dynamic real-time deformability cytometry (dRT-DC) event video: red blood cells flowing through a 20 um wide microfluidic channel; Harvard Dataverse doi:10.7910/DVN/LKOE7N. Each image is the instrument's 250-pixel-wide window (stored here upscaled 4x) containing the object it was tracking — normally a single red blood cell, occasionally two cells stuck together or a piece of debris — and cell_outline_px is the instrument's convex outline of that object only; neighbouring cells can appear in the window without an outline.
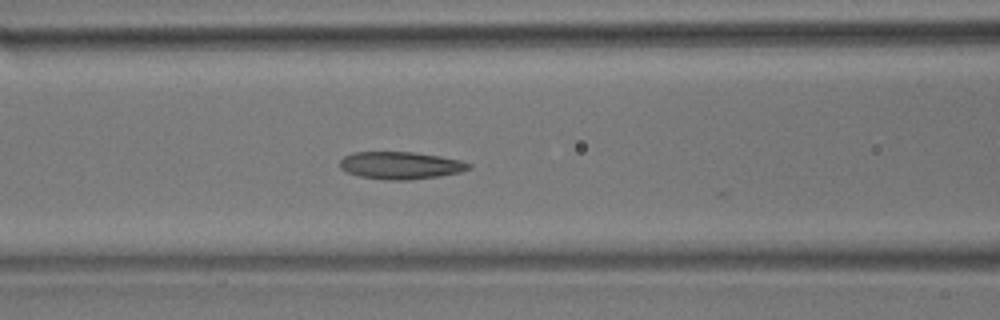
{"species": "common noctule bat (a hibernating species)", "species_latin": "Nyctalus noctula", "temperature_condition": "room temperature", "stored_images_in_passage": 18, "camera_frame_rate_fps": 3000, "um_per_image_px": 0.085, "animal": {"sex": "male", "body_mass_g": 17.9}, "frame": {"image": 1, "passage_image": 11, "time_ms": 3.333, "image_size_px": [1000, 320], "cell_outline_px": [[472, 168], [460, 172], [440, 176], [408, 180], [388, 180], [360, 176], [348, 172], [340, 168], [340, 160], [344, 156], [356, 152], [412, 152], [440, 156], [460, 160], [472, 164]], "centroid_in_image_um": [34.08, 14.06], "position_along_channel_um": 132.5, "area_um2": 20.52}}